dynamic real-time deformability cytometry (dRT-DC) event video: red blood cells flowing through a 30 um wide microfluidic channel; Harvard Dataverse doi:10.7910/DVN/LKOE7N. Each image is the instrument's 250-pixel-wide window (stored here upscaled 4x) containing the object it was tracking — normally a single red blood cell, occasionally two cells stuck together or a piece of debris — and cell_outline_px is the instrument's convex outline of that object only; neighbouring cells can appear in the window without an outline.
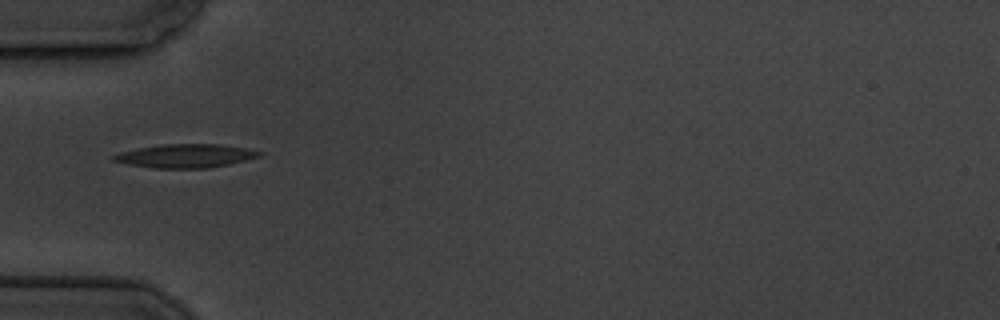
{"species": "common noctule bat (a hibernating species)", "species_latin": "Nyctalus noctula", "temperature_condition": "cold", "stored_images_in_passage": 7, "camera_frame_rate_fps": 3000, "um_per_image_px": 0.085, "animal": {"sex": "male", "body_mass_g": 19.5, "forearm_length_mm": 54.6}, "frame": {"image": 1, "passage_image": 1, "time_ms": 0.0, "image_size_px": [1000, 320], "cell_outline_px": [[264, 152], [260, 156], [228, 164], [208, 168], [152, 168], [128, 164], [112, 160], [108, 156], [120, 152], [160, 144], [216, 144], [248, 148]], "centroid_in_image_um": [15.74, 13.25], "position_along_channel_um": 69.3, "area_um2": 20.0}}
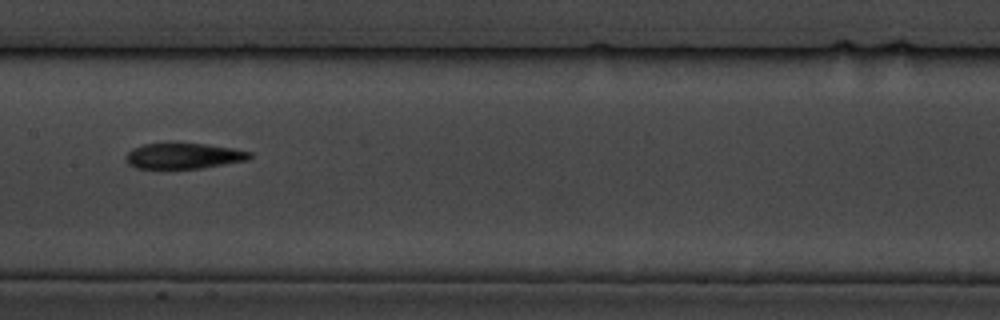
{"frame": {"image": 2, "passage_image": 4, "time_ms": 3.667, "image_size_px": [1000, 320], "cell_outline_px": [[252, 156], [248, 160], [200, 168], [136, 168], [128, 164], [124, 160], [124, 156], [132, 148], [144, 144], [208, 144], [232, 148], [252, 152]], "centroid_in_image_um": [15.59, 13.26], "position_along_channel_um": 191.8, "area_um2": 18.38}}
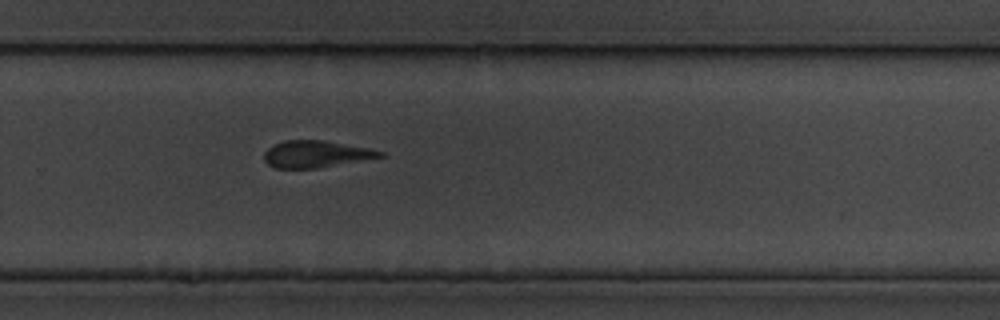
{"frame": {"image": 3, "passage_image": 7, "time_ms": 7.0, "image_size_px": [1000, 320], "cell_outline_px": [[384, 156], [316, 168], [276, 168], [268, 164], [264, 160], [264, 152], [268, 148], [284, 140], [324, 140], [368, 148], [384, 152]], "centroid_in_image_um": [26.82, 13.09], "position_along_channel_um": 303.0, "area_um2": 17.86}}